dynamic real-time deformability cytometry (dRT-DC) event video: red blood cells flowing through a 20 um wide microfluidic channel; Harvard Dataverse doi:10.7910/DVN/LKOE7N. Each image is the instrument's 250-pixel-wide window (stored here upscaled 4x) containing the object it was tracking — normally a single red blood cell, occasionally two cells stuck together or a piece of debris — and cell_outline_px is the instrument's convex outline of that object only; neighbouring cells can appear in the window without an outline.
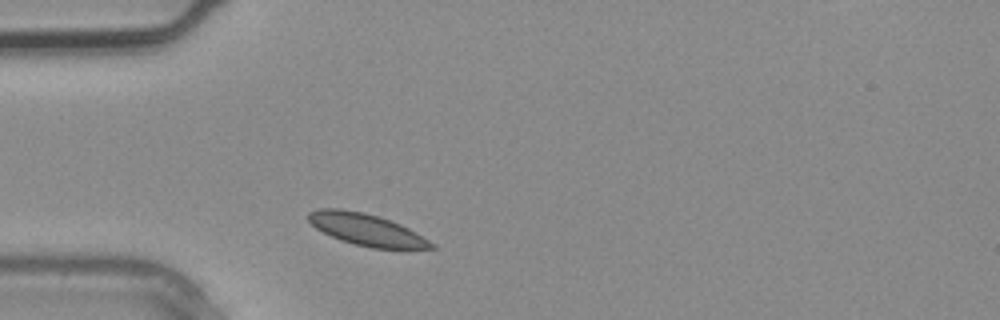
{"species": "common noctule bat (a hibernating species)", "species_latin": "Nyctalus noctula", "temperature_condition": "warm", "stored_images_in_passage": 1, "camera_frame_rate_fps": 3000, "um_per_image_px": 0.085, "animal": {"sex": "male", "body_mass_g": 20.4}, "frame": {"image": 1, "passage_image": 1, "time_ms": 0.0, "image_size_px": [1000, 320], "cell_outline_px": [[436, 248], [372, 248], [340, 240], [316, 228], [308, 220], [308, 212], [320, 208], [340, 208], [364, 212], [400, 224], [416, 232], [436, 244]], "centroid_in_image_um": [31.14, 19.51], "position_along_channel_um": 53.9, "area_um2": 22.48}}